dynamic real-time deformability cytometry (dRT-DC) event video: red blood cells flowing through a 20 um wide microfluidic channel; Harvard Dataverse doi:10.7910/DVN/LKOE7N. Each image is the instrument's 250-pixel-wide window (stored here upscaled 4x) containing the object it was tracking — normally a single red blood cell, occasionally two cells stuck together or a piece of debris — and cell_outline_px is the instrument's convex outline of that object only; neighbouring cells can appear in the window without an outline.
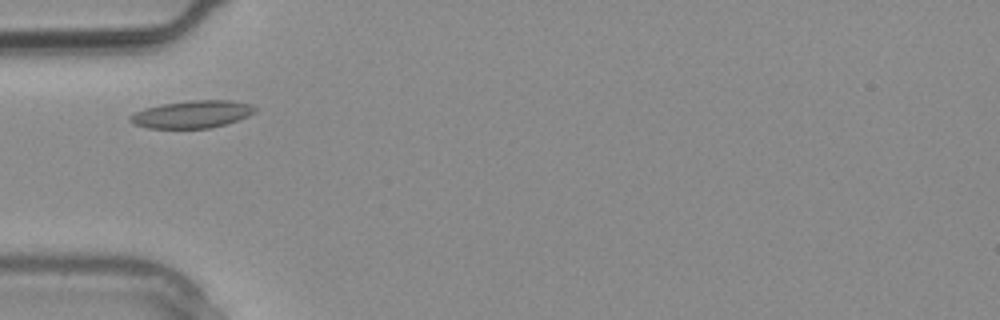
{"species": "common noctule bat (a hibernating species)", "species_latin": "Nyctalus noctula", "temperature_condition": "warm", "stored_images_in_passage": 2, "camera_frame_rate_fps": 3000, "um_per_image_px": 0.085, "animal": {"sex": "male", "body_mass_g": 20.4}, "frame": {"image": 1, "passage_image": 2, "time_ms": 0.333, "image_size_px": [1000, 320], "cell_outline_px": [[260, 108], [256, 112], [248, 116], [224, 124], [208, 128], [148, 128], [132, 124], [128, 120], [128, 116], [144, 108], [160, 104], [188, 100], [232, 100], [252, 104]], "centroid_in_image_um": [16.33, 9.7], "position_along_channel_um": 68.7, "area_um2": 20.23}}